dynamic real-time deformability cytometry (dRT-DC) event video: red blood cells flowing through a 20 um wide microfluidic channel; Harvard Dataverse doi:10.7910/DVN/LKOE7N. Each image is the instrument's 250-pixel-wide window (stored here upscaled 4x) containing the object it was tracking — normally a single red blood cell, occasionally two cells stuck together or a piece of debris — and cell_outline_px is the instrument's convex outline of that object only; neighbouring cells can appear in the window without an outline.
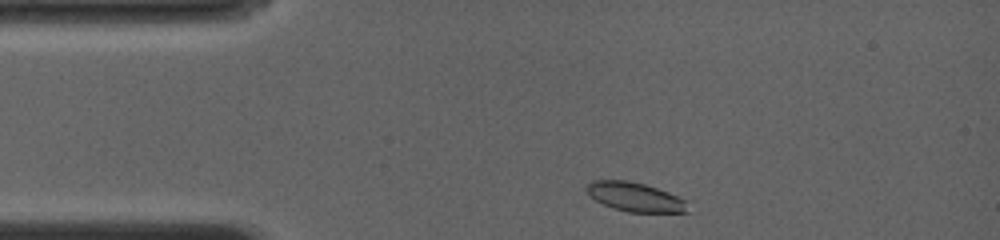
{"species": "common noctule bat (a hibernating species)", "species_latin": "Nyctalus noctula", "temperature_condition": "room temperature", "stored_images_in_passage": 31, "camera_frame_rate_fps": 4000, "um_per_image_px": 0.085, "animal": {"sex": "female", "body_mass_g": 19.0, "forearm_length_mm": 56.7}, "frame": {"image": 1, "passage_image": 1, "time_ms": 0.0, "image_size_px": [1000, 240], "cell_outline_px": [[688, 212], [628, 212], [612, 208], [588, 196], [584, 188], [592, 180], [628, 180], [644, 184], [668, 192], [684, 200]], "centroid_in_image_um": [53.9, 16.73], "position_along_channel_um": 31.1, "area_um2": 17.05}}
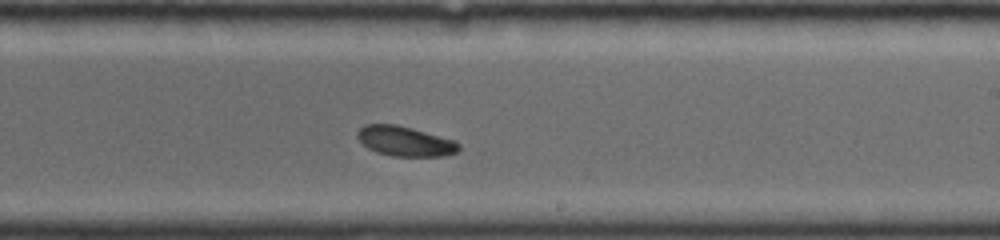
{"frame": {"image": 2, "passage_image": 19, "time_ms": 6.5, "image_size_px": [1000, 240], "cell_outline_px": [[460, 148], [456, 152], [444, 156], [392, 156], [376, 152], [368, 148], [356, 136], [356, 132], [364, 124], [396, 124], [412, 128], [456, 140], [460, 144]], "centroid_in_image_um": [34.43, 12.0], "position_along_channel_um": 254.6, "area_um2": 17.74}}
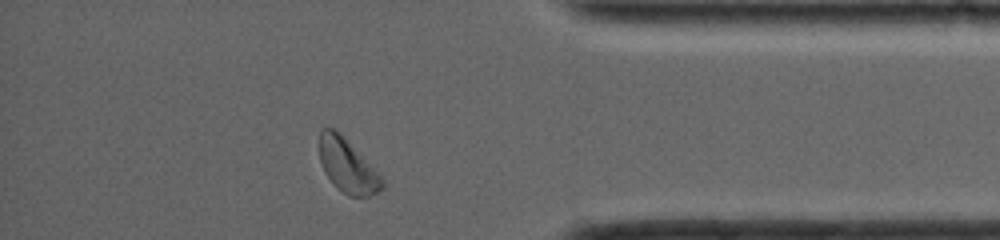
{"frame": {"image": 3, "passage_image": 31, "time_ms": 10.5, "image_size_px": [1000, 240], "cell_outline_px": [[384, 188], [368, 196], [348, 196], [336, 188], [332, 184], [324, 172], [320, 160], [320, 128], [336, 128], [380, 172], [384, 180]], "centroid_in_image_um": [29.55, 14.08], "position_along_channel_um": 405.6, "area_um2": 20.06}, "authors_computed_cell_mechanics": {"area_um2": 18.0336, "velocity_mm_per_s": 4.05, "shape_relaxation_time_tau1_ms": 1.4777, "shape_relaxation_time_tau2_ms": null, "deformation_change_tau1": 0.0474, "deformation_change_tau2": null}}